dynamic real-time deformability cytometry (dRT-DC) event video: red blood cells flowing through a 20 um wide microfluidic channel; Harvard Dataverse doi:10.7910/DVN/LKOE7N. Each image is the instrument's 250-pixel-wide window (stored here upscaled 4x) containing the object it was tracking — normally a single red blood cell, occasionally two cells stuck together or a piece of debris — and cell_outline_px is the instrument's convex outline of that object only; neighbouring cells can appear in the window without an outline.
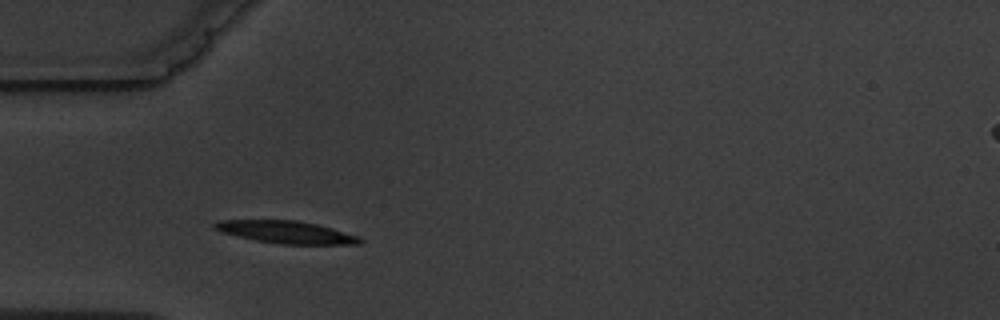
{"species": "common noctule bat (a hibernating species)", "species_latin": "Nyctalus noctula", "temperature_condition": "warm", "stored_images_in_passage": 3, "camera_frame_rate_fps": 3000, "um_per_image_px": 0.085, "animal": {"sex": "male", "body_mass_g": 19.5, "forearm_length_mm": 54.6}, "frame": {"image": 1, "passage_image": 1, "time_ms": 0.0, "image_size_px": [1000, 320], "cell_outline_px": [[364, 240], [360, 244], [280, 244], [256, 240], [224, 232], [216, 228], [212, 224], [220, 220], [296, 220], [316, 224], [332, 228], [360, 236]], "centroid_in_image_um": [24.41, 19.73], "position_along_channel_um": 60.6, "area_um2": 18.73}}
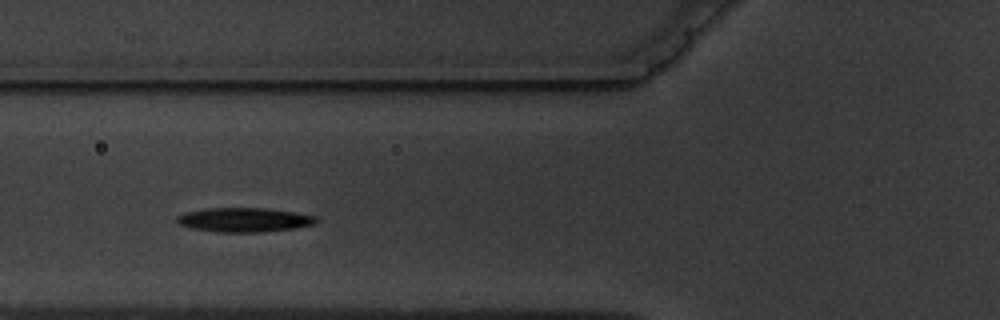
{"frame": {"image": 2, "passage_image": 2, "time_ms": 1.333, "image_size_px": [1000, 320], "cell_outline_px": [[316, 224], [296, 228], [260, 232], [216, 232], [188, 228], [180, 224], [176, 220], [176, 216], [184, 212], [208, 208], [268, 208], [296, 212], [316, 216]], "centroid_in_image_um": [20.74, 18.68], "position_along_channel_um": 105.1, "area_um2": 19.88}}
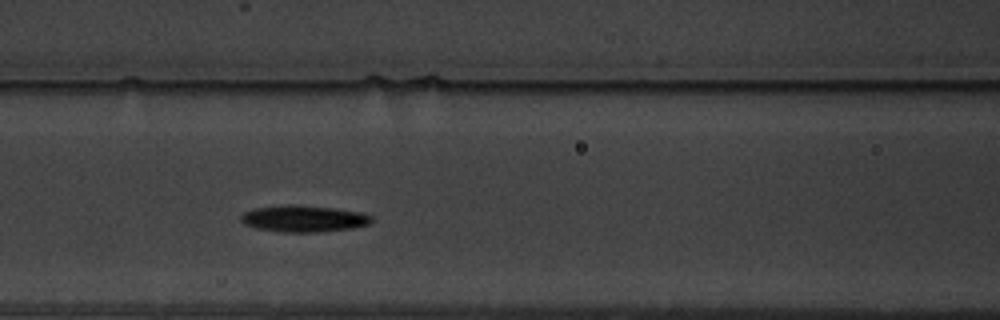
{"frame": {"image": 3, "passage_image": 3, "time_ms": 2.333, "image_size_px": [1000, 320], "cell_outline_px": [[372, 220], [368, 224], [352, 228], [316, 232], [280, 232], [256, 228], [244, 224], [240, 220], [240, 216], [244, 212], [256, 208], [296, 204], [332, 208], [360, 212], [372, 216]], "centroid_in_image_um": [25.79, 18.59], "position_along_channel_um": 140.8, "area_um2": 20.06}}